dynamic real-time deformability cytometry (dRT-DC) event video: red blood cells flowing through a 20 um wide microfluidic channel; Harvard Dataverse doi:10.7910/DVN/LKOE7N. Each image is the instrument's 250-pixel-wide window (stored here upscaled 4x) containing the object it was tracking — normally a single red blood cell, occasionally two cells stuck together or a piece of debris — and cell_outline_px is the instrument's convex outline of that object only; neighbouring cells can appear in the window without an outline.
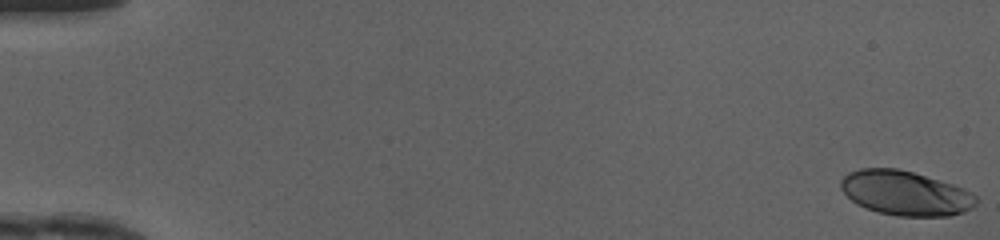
{"species": "human", "species_latin": "Homo sapiens", "temperature_condition": "cold", "stored_images_in_passage": 50, "camera_frame_rate_fps": 3000, "um_per_image_px": 0.085, "donor": {"sex": "female"}, "frame": {"image": 1, "passage_image": 1, "time_ms": 0.0, "image_size_px": [1000, 240], "cell_outline_px": [[976, 204], [972, 208], [964, 212], [948, 216], [900, 216], [880, 212], [856, 204], [840, 188], [840, 180], [848, 172], [860, 168], [896, 168], [912, 172], [952, 184], [964, 188], [976, 196]], "centroid_in_image_um": [76.95, 16.41], "position_along_channel_um": 8.1, "area_um2": 34.91}}
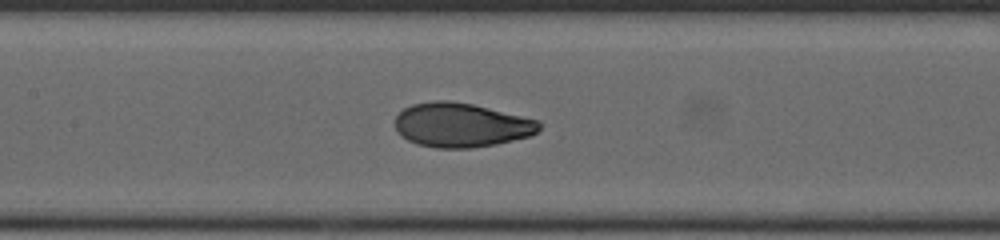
{"frame": {"image": 2, "passage_image": 25, "time_ms": 8.0, "image_size_px": [1000, 240], "cell_outline_px": [[540, 128], [532, 136], [496, 144], [472, 148], [436, 148], [416, 144], [408, 140], [396, 132], [396, 116], [404, 108], [412, 104], [436, 100], [448, 100], [472, 104], [540, 120]], "centroid_in_image_um": [39.21, 10.63], "position_along_channel_um": 168.2, "area_um2": 37.28}}
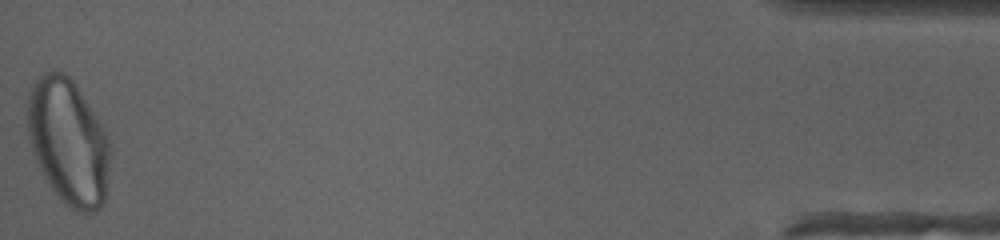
{"frame": {"image": 3, "passage_image": 50, "time_ms": 16.333, "image_size_px": [1000, 240], "cell_outline_px": [[112, 156], [104, 204], [96, 212], [80, 212], [64, 204], [48, 184], [32, 152], [28, 132], [28, 96], [36, 80], [44, 72], [60, 72], [68, 76], [76, 84], [108, 132], [112, 140]], "centroid_in_image_um": [5.88, 12.09], "position_along_channel_um": 429.3, "area_um2": 61.33}, "authors_computed_cell_mechanics": {"area_um2": 36.8475, "velocity_mm_per_s": 4.1726, "shape_relaxation_time_tau1_ms": 3.1662, "shape_relaxation_time_tau2_ms": null, "deformation_change_tau1": 0.184, "deformation_change_tau2": null}}